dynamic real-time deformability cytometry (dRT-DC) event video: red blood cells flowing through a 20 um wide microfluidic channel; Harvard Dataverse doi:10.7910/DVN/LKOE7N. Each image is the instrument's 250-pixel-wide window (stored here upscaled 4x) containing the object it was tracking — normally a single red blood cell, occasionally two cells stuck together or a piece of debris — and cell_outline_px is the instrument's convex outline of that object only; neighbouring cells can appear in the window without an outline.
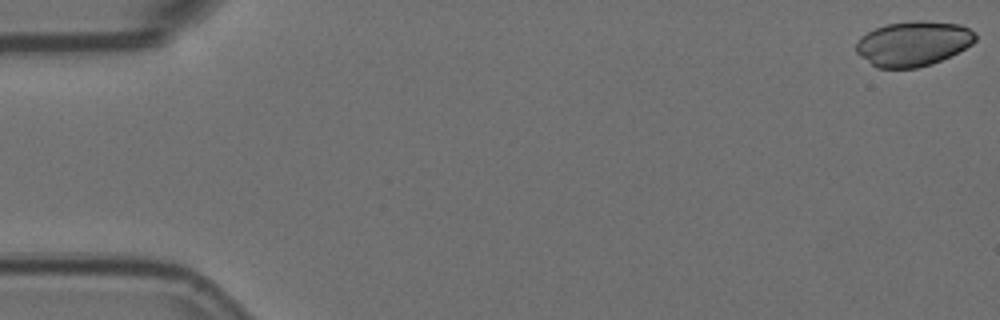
{"species": "Egyptian fruit bat (a non-hibernating species)", "species_latin": "Rousettus aegyptiacus", "temperature_condition": "room temperature", "stored_images_in_passage": 9, "camera_frame_rate_fps": 3000, "um_per_image_px": 0.085, "animal": {"sex": "female"}, "frame": {"image": 1, "passage_image": 1, "time_ms": 0.0, "image_size_px": [1000, 320], "cell_outline_px": [[976, 40], [972, 44], [932, 64], [916, 68], [876, 68], [860, 56], [856, 52], [856, 40], [860, 36], [876, 28], [888, 24], [916, 20], [924, 20], [960, 24], [976, 32]], "centroid_in_image_um": [77.6, 3.7], "position_along_channel_um": 7.4, "area_um2": 31.21}}